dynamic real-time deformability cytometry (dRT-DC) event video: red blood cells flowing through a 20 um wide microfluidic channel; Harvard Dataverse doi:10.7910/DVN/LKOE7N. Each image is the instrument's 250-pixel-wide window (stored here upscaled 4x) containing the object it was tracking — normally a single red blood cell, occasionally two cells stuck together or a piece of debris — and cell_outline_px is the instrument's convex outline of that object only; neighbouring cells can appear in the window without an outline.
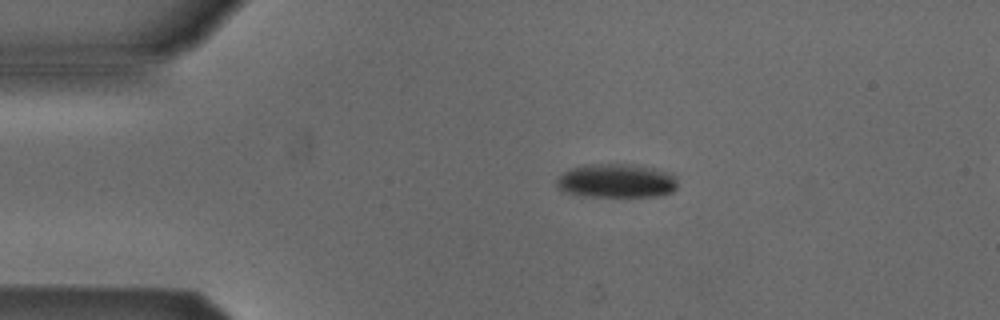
{"species": "Egyptian fruit bat (a non-hibernating species)", "species_latin": "Rousettus aegyptiacus", "temperature_condition": "cold", "stored_images_in_passage": 4, "camera_frame_rate_fps": 3000, "um_per_image_px": 0.085, "animal": {"sex": "male"}, "frame": {"image": 1, "passage_image": 2, "time_ms": 1.333, "image_size_px": [1000, 320], "cell_outline_px": [[676, 188], [672, 192], [656, 196], [592, 196], [564, 192], [556, 188], [556, 180], [564, 172], [572, 168], [584, 164], [640, 164], [672, 172], [676, 176]], "centroid_in_image_um": [52.43, 15.35], "position_along_channel_um": 32.6, "area_um2": 24.16}}